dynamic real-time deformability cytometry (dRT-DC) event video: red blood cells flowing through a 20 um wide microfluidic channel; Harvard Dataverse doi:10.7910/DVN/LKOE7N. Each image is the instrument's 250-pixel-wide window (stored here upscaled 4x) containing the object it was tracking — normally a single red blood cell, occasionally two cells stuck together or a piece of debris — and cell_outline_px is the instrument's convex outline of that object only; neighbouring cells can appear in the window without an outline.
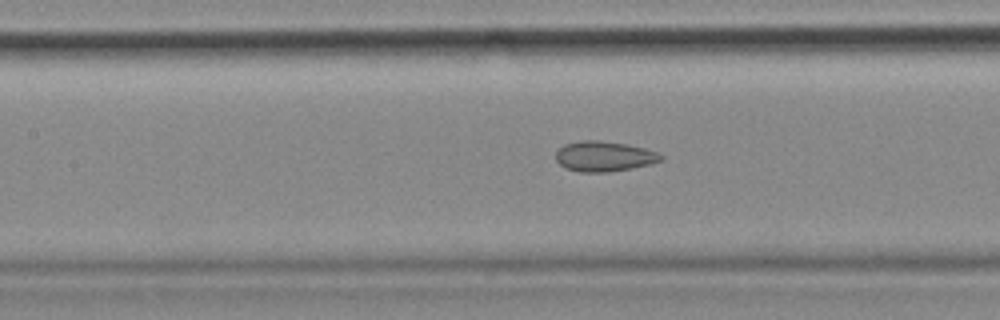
{"species": "common noctule bat (a hibernating species)", "species_latin": "Nyctalus noctula", "temperature_condition": "cold", "stored_images_in_passage": 54, "camera_frame_rate_fps": 3000, "um_per_image_px": 0.085, "animal": {"sex": "female", "body_mass_g": 18.4}, "frame": {"image": 1, "passage_image": 24, "time_ms": 7.667, "image_size_px": [1000, 320], "cell_outline_px": [[664, 160], [632, 168], [608, 172], [580, 172], [564, 168], [556, 160], [556, 152], [564, 144], [580, 140], [600, 140], [628, 144], [644, 148], [656, 152], [664, 156]], "centroid_in_image_um": [51.34, 13.28], "position_along_channel_um": 156.1, "area_um2": 18.61}, "authors_computed_cell_mechanics": {"area_um2": 20.1433, "velocity_mm_per_s": 3.672, "shape_relaxation_time_tau1_ms": null, "shape_relaxation_time_tau2_ms": 2.682, "deformation_change_tau1": null, "deformation_change_tau2": 0.0871}}